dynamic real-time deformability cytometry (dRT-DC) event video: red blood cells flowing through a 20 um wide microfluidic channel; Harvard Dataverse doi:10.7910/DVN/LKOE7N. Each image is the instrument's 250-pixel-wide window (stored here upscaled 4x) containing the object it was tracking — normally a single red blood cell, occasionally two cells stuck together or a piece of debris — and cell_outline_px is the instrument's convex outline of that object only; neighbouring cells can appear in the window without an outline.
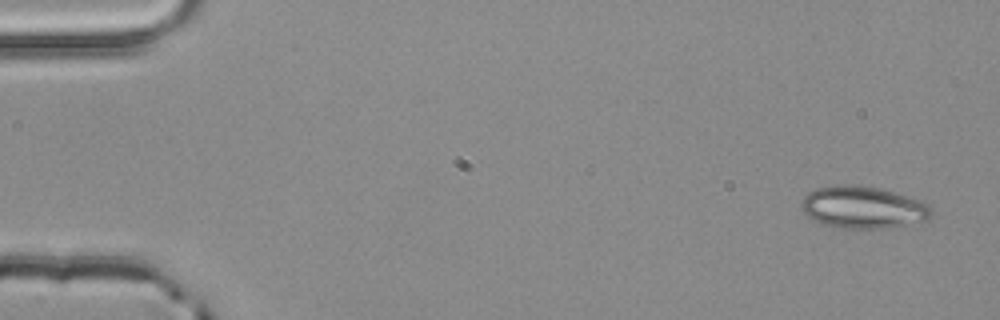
{"species": "common noctule bat (a hibernating species)", "species_latin": "Nyctalus noctula", "temperature_condition": "room temperature", "stored_images_in_passage": 3, "camera_frame_rate_fps": 3000, "um_per_image_px": 0.085, "animal": {"sex": "male", "body_mass_g": 20.4}, "frame": {"image": 1, "passage_image": 1, "time_ms": 0.0, "image_size_px": [1000, 320], "cell_outline_px": [[932, 212], [924, 220], [884, 228], [840, 228], [820, 224], [812, 220], [800, 208], [800, 204], [804, 196], [808, 192], [816, 188], [840, 184], [844, 184], [876, 188], [892, 192], [928, 204], [932, 208]], "centroid_in_image_um": [73.24, 17.63], "position_along_channel_um": 11.8, "area_um2": 31.39}}
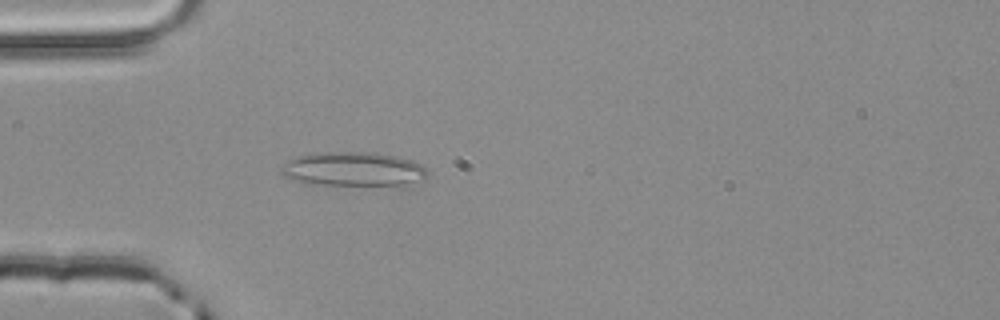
{"frame": {"image": 2, "passage_image": 3, "time_ms": 0.667, "image_size_px": [1000, 320], "cell_outline_px": [[424, 176], [404, 184], [304, 184], [292, 180], [284, 176], [280, 172], [280, 168], [288, 160], [296, 156], [312, 152], [376, 152], [400, 156], [412, 160], [420, 164], [424, 168]], "centroid_in_image_um": [29.88, 14.33], "position_along_channel_um": 55.1, "area_um2": 28.78}}